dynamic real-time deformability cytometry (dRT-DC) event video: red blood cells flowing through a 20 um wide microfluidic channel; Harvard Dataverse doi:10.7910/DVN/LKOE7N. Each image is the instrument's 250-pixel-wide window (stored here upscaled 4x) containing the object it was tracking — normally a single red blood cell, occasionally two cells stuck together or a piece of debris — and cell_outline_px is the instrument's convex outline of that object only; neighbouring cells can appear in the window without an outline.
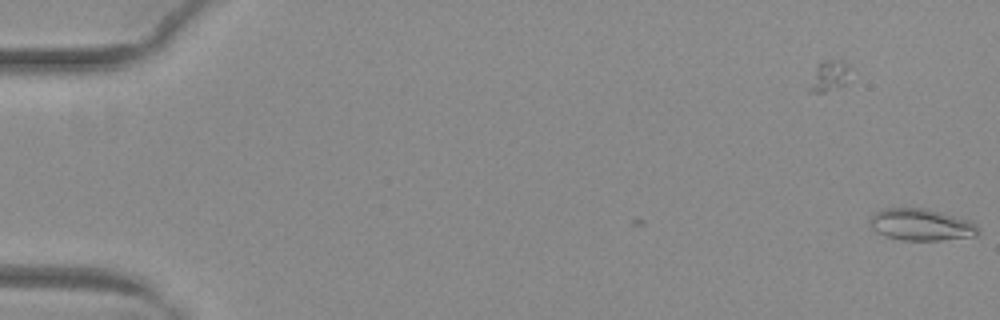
{"species": "common noctule bat (a hibernating species)", "species_latin": "Nyctalus noctula", "temperature_condition": "warm", "stored_images_in_passage": 54, "camera_frame_rate_fps": 3000, "um_per_image_px": 0.085, "animal": {"sex": "female", "body_mass_g": 29.2, "forearm_length_mm": 56.3}, "frame": {"image": 1, "passage_image": 1, "time_ms": 0.0, "image_size_px": [1000, 320], "cell_outline_px": [[980, 232], [976, 236], [940, 240], [900, 240], [876, 232], [868, 224], [868, 220], [876, 212], [884, 208], [924, 208], [972, 220], [980, 228]], "centroid_in_image_um": [78.32, 19.1], "position_along_channel_um": 6.7, "area_um2": 20.23}}
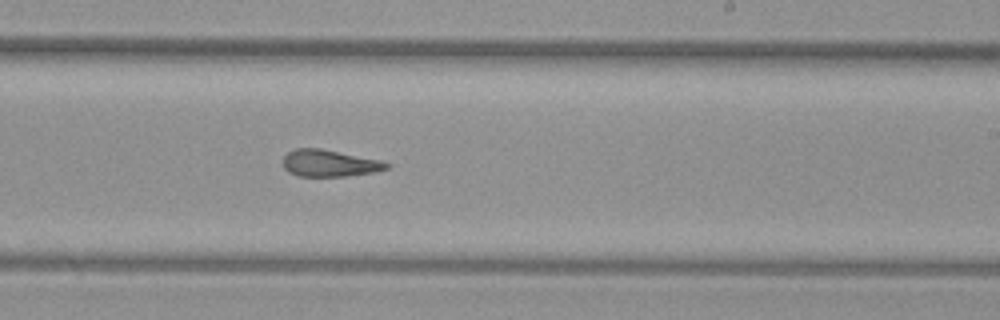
{"frame": {"image": 2, "passage_image": 33, "time_ms": 10.667, "image_size_px": [1000, 320], "cell_outline_px": [[392, 164], [388, 168], [372, 172], [344, 176], [300, 176], [288, 172], [284, 168], [284, 156], [288, 152], [296, 148], [320, 148], [380, 160]], "centroid_in_image_um": [27.99, 13.87], "position_along_channel_um": 261.0, "area_um2": 16.01}}
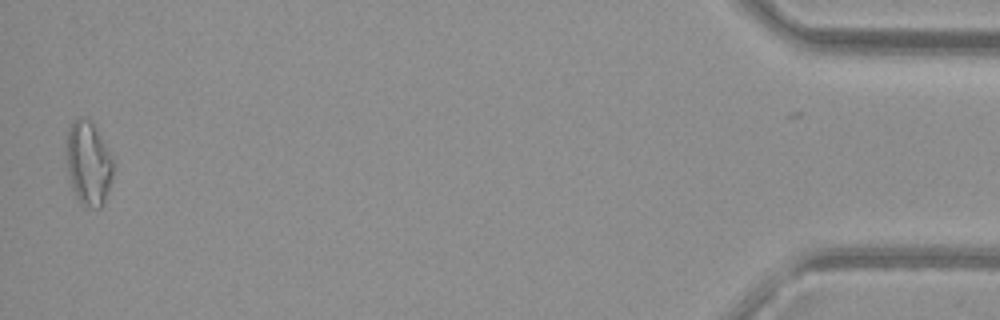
{"frame": {"image": 3, "passage_image": 52, "time_ms": 17.0, "image_size_px": [1000, 320], "cell_outline_px": [[112, 176], [104, 200], [100, 208], [84, 208], [80, 204], [72, 188], [68, 172], [68, 128], [72, 120], [80, 116], [84, 116], [92, 124], [104, 140], [112, 160]], "centroid_in_image_um": [7.51, 13.89], "position_along_channel_um": 427.7, "area_um2": 22.48}, "authors_computed_cell_mechanics": {"area_um2": 17.9758, "velocity_mm_per_s": 4.0439, "shape_relaxation_time_tau1_ms": null, "shape_relaxation_time_tau2_ms": 4.5328, "deformation_change_tau1": null, "deformation_change_tau2": 0.1549}}